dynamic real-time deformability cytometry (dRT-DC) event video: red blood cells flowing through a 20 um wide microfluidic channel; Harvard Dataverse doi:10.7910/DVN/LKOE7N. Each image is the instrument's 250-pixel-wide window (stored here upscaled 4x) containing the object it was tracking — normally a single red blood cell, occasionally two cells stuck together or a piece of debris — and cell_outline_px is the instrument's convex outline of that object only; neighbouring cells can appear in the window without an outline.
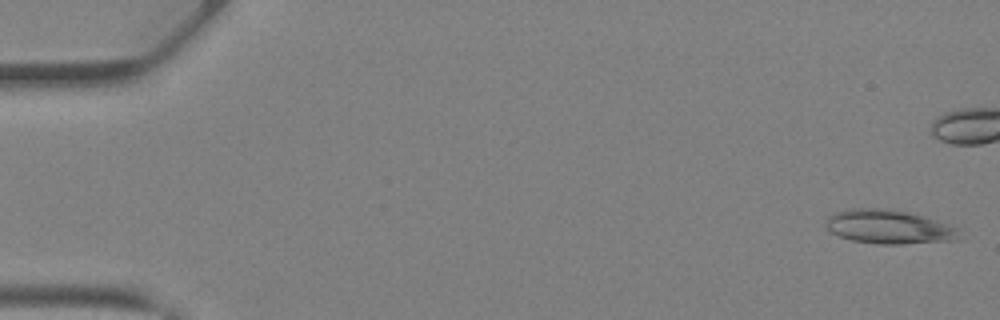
{"species": "Egyptian fruit bat (a non-hibernating species)", "species_latin": "Rousettus aegyptiacus", "temperature_condition": "warm", "stored_images_in_passage": 34, "camera_frame_rate_fps": 3000, "um_per_image_px": 0.085, "animal": {"sex": "female"}, "frame": {"image": 1, "passage_image": 1, "time_ms": 0.0, "image_size_px": [1000, 320], "cell_outline_px": [[960, 228], [956, 240], [904, 244], [876, 244], [852, 240], [840, 236], [832, 232], [824, 224], [828, 216], [852, 208], [876, 208], [904, 212], [920, 216], [948, 224]], "centroid_in_image_um": [75.55, 19.3], "position_along_channel_um": 9.5, "area_um2": 25.84}}
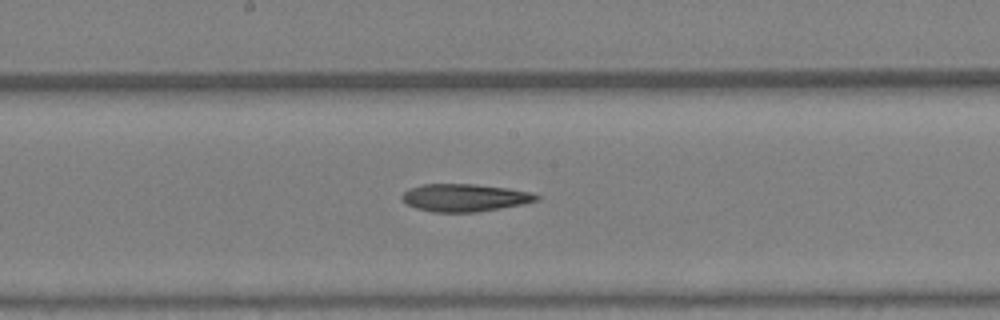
{"frame": {"image": 2, "passage_image": 22, "time_ms": 7.0, "image_size_px": [1000, 320], "cell_outline_px": [[540, 200], [524, 204], [476, 212], [432, 212], [416, 208], [408, 204], [400, 196], [404, 192], [412, 188], [424, 184], [476, 184], [508, 188], [528, 192], [540, 196]], "centroid_in_image_um": [39.52, 16.8], "position_along_channel_um": 208.7, "area_um2": 21.5}}
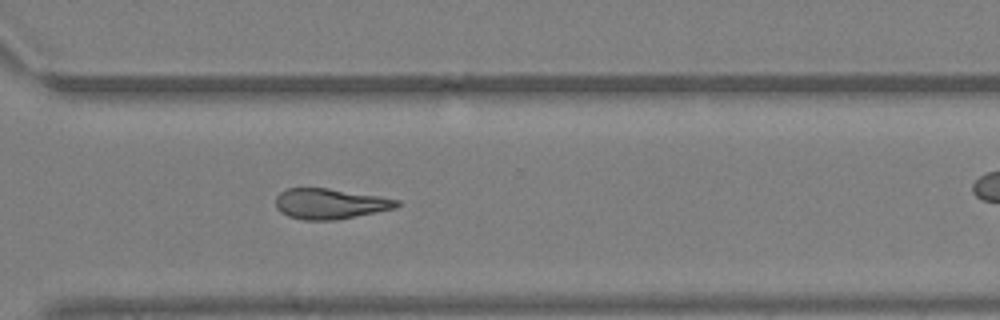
{"frame": {"image": 3, "passage_image": 30, "time_ms": 9.667, "image_size_px": [1000, 320], "cell_outline_px": [[404, 204], [396, 208], [336, 220], [304, 220], [288, 216], [280, 212], [276, 208], [276, 196], [280, 192], [288, 188], [328, 188], [380, 196], [400, 200]], "centroid_in_image_um": [28.08, 17.32], "position_along_channel_um": 342.5, "area_um2": 21.68}}